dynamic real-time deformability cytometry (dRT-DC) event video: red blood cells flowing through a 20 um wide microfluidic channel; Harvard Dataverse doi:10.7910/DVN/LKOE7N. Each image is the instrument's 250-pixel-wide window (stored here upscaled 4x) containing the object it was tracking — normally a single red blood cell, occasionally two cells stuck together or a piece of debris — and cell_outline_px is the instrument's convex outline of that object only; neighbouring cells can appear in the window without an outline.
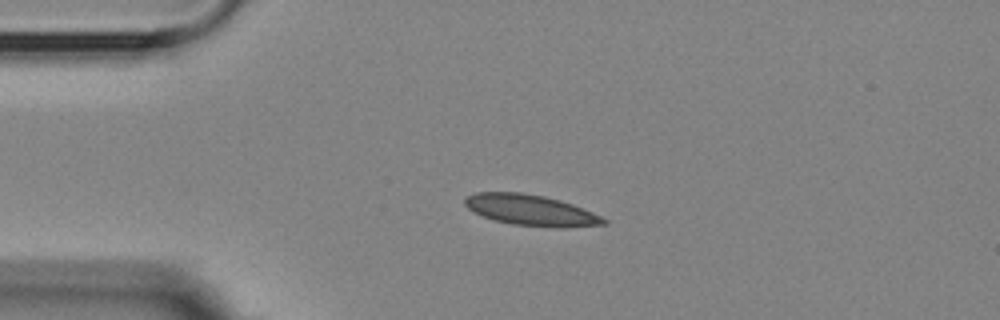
{"species": "Egyptian fruit bat (a non-hibernating species)", "species_latin": "Rousettus aegyptiacus", "temperature_condition": "room temperature", "stored_images_in_passage": 3, "camera_frame_rate_fps": 3000, "um_per_image_px": 0.085, "animal": {"sex": "female"}, "frame": {"image": 1, "passage_image": 3, "time_ms": 2.333, "image_size_px": [1000, 320], "cell_outline_px": [[608, 224], [568, 228], [556, 228], [512, 224], [496, 220], [472, 212], [464, 204], [464, 200], [468, 196], [476, 192], [520, 192], [544, 196], [560, 200], [572, 204], [592, 212], [608, 220]], "centroid_in_image_um": [45.15, 17.87], "position_along_channel_um": 39.8, "area_um2": 25.03}}